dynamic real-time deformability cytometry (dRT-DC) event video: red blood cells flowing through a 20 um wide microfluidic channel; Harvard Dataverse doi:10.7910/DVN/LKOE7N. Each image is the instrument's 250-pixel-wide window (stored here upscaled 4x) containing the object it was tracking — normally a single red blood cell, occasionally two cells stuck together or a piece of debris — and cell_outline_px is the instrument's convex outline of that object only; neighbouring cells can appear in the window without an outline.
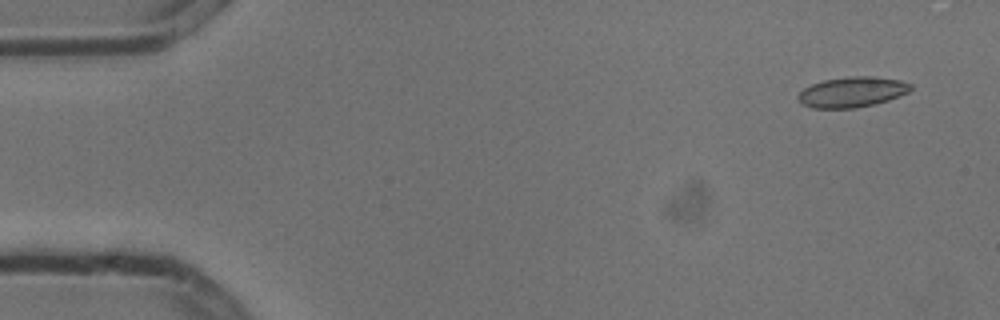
{"species": "common noctule bat (a hibernating species)", "species_latin": "Nyctalus noctula", "temperature_condition": "cold", "stored_images_in_passage": 7, "camera_frame_rate_fps": 3000, "um_per_image_px": 0.085, "animal": {"sex": "male", "body_mass_g": 13.3}, "frame": {"image": 1, "passage_image": 2, "time_ms": 0.333, "image_size_px": [1000, 320], "cell_outline_px": [[912, 88], [908, 92], [888, 100], [876, 104], [856, 108], [812, 108], [804, 104], [796, 96], [804, 88], [812, 84], [824, 80], [848, 76], [872, 76], [900, 80], [912, 84]], "centroid_in_image_um": [72.44, 7.82], "position_along_channel_um": 12.6, "area_um2": 19.88}}
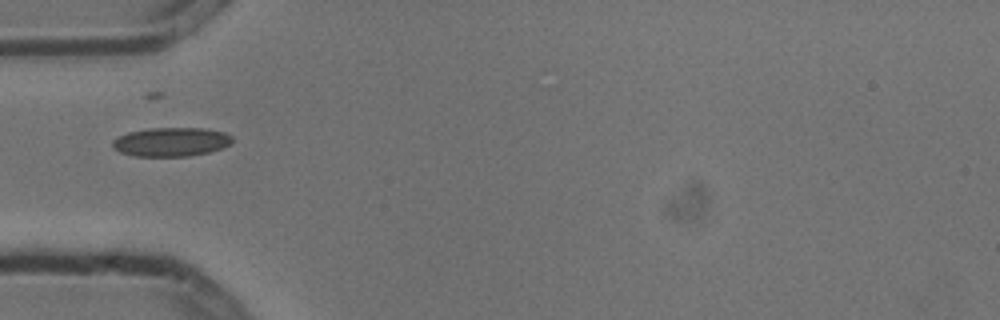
{"frame": {"image": 2, "passage_image": 6, "time_ms": 1.667, "image_size_px": [1000, 320], "cell_outline_px": [[232, 144], [224, 148], [208, 152], [188, 156], [132, 156], [120, 152], [112, 148], [112, 140], [128, 132], [148, 128], [200, 128], [224, 132], [232, 136]], "centroid_in_image_um": [14.54, 12.06], "position_along_channel_um": 70.5, "area_um2": 20.29}}